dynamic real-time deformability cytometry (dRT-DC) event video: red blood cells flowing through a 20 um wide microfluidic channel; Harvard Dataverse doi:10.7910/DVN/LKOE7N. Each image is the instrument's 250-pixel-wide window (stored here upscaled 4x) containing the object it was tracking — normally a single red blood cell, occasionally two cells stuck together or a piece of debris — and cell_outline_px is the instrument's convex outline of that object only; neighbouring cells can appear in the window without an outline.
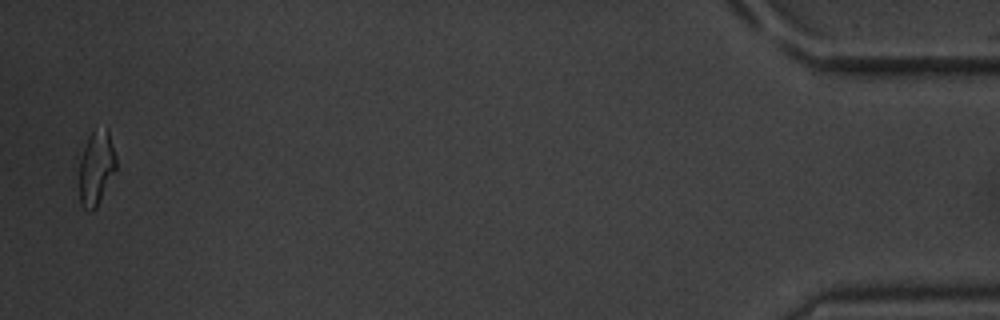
{"species": "common noctule bat (a hibernating species)", "species_latin": "Nyctalus noctula", "temperature_condition": "warm", "stored_images_in_passage": 14, "camera_frame_rate_fps": 3000, "um_per_image_px": 0.085, "animal": {"sex": "male", "body_mass_g": 20.1, "forearm_length_mm": 53.5}, "frame": {"image": 1, "passage_image": 14, "time_ms": 17.0, "image_size_px": [1000, 320], "cell_outline_px": [[116, 168], [96, 208], [92, 212], [88, 212], [80, 204], [80, 160], [88, 136], [92, 128], [108, 128], [116, 156]], "centroid_in_image_um": [8.18, 14.24], "position_along_channel_um": 427.0, "area_um2": 16.01}, "authors_computed_cell_mechanics": {"area_um2": 18.2937, "velocity_mm_per_s": 3.616, "shape_relaxation_time_tau1_ms": 2.25, "shape_relaxation_time_tau2_ms": 1.6171, "deformation_change_tau1": 0.1222, "deformation_change_tau2": 0.0595}}